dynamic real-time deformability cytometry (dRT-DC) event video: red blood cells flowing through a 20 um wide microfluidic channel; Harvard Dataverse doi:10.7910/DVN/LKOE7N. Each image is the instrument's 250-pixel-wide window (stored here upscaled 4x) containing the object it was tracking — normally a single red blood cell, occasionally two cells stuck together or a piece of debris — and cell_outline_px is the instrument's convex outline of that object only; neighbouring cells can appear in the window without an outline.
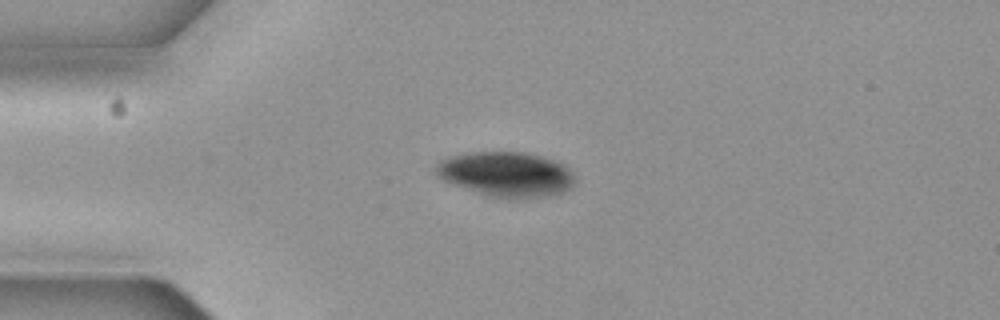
{"species": "common noctule bat (a hibernating species)", "species_latin": "Nyctalus noctula", "temperature_condition": "cold", "stored_images_in_passage": 2, "camera_frame_rate_fps": 3000, "um_per_image_px": 0.085, "animal": {"sex": "female", "body_mass_g": 19.3, "forearm_length_mm": 54.1}, "frame": {"image": 1, "passage_image": 1, "time_ms": 0.0, "image_size_px": [1000, 320], "cell_outline_px": [[576, 180], [572, 188], [548, 196], [488, 196], [444, 180], [436, 176], [436, 164], [440, 160], [448, 156], [468, 152], [524, 152], [556, 160], [564, 164], [576, 176]], "centroid_in_image_um": [43.04, 14.77], "position_along_channel_um": 42.0, "area_um2": 35.89}}